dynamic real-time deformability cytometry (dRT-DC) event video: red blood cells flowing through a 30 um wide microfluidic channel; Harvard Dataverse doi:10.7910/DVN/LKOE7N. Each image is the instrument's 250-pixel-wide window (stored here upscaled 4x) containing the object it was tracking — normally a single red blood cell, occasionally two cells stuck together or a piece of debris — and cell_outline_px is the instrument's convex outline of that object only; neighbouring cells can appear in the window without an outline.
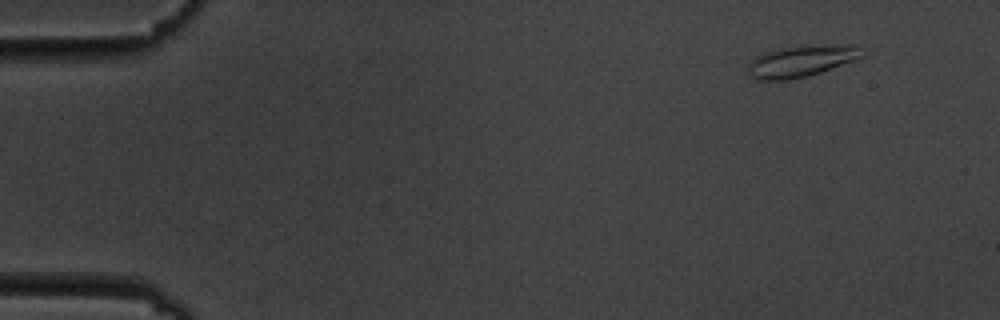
{"species": "common noctule bat (a hibernating species)", "species_latin": "Nyctalus noctula", "temperature_condition": "cold", "stored_images_in_passage": 10, "camera_frame_rate_fps": 3000, "um_per_image_px": 0.085, "animal": {"sex": "male", "body_mass_g": 19.5, "forearm_length_mm": 54.6}, "frame": {"image": 1, "passage_image": 1, "time_ms": 0.0, "image_size_px": [1000, 320], "cell_outline_px": [[864, 56], [820, 72], [808, 76], [788, 80], [756, 80], [748, 72], [748, 64], [756, 56], [764, 52], [776, 48], [804, 44], [856, 44]], "centroid_in_image_um": [68.08, 5.16], "position_along_channel_um": 16.9, "area_um2": 21.27}}
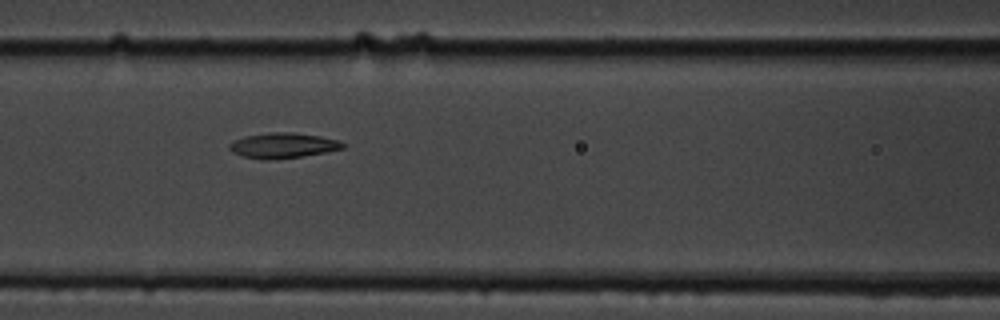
{"frame": {"image": 2, "passage_image": 7, "time_ms": 6.667, "image_size_px": [1000, 320], "cell_outline_px": [[344, 148], [324, 152], [276, 160], [268, 160], [244, 156], [232, 152], [228, 148], [228, 144], [232, 140], [244, 136], [268, 132], [292, 132], [320, 136], [340, 140], [344, 144]], "centroid_in_image_um": [24.01, 12.35], "position_along_channel_um": 142.6, "area_um2": 16.76}}
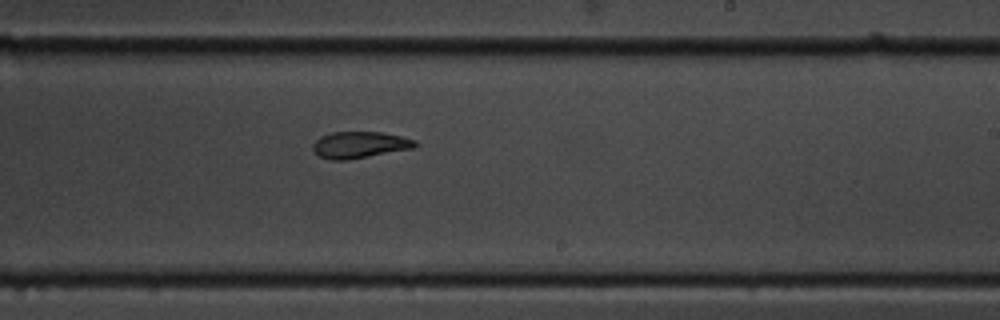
{"frame": {"image": 3, "passage_image": 10, "time_ms": 10.0, "image_size_px": [1000, 320], "cell_outline_px": [[420, 144], [416, 148], [348, 160], [328, 160], [320, 156], [312, 148], [312, 144], [320, 136], [332, 132], [380, 132], [400, 136], [416, 140]], "centroid_in_image_um": [30.6, 12.32], "position_along_channel_um": 258.4, "area_um2": 16.01}}